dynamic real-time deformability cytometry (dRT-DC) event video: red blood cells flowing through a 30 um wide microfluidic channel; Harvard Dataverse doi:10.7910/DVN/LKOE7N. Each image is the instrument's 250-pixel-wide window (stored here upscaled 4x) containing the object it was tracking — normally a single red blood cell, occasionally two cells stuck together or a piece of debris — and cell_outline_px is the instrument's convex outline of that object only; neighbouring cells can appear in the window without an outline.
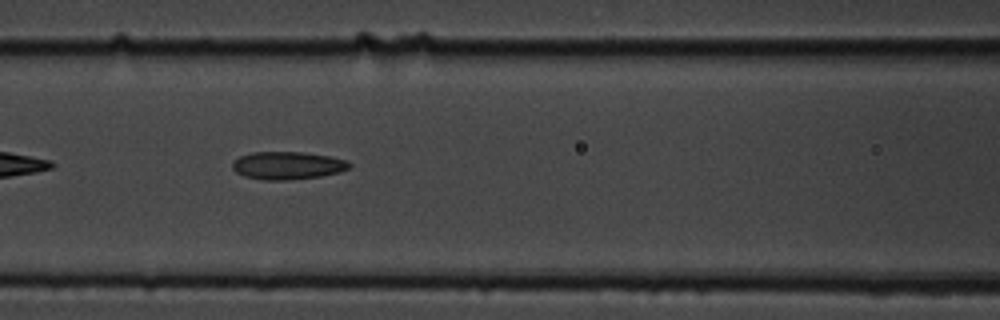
{"species": "common noctule bat (a hibernating species)", "species_latin": "Nyctalus noctula", "temperature_condition": "cold", "stored_images_in_passage": 40, "camera_frame_rate_fps": 3000, "um_per_image_px": 0.085, "animal": {"sex": "male", "body_mass_g": 19.5, "forearm_length_mm": 54.6}, "frame": {"image": 1, "passage_image": 9, "time_ms": 2.667, "image_size_px": [1000, 320], "cell_outline_px": [[352, 164], [348, 168], [340, 172], [320, 176], [284, 180], [264, 180], [244, 176], [236, 172], [232, 168], [232, 164], [240, 156], [252, 152], [300, 152], [332, 156], [348, 160]], "centroid_in_image_um": [24.47, 14.06], "position_along_channel_um": 142.1, "area_um2": 18.9}}
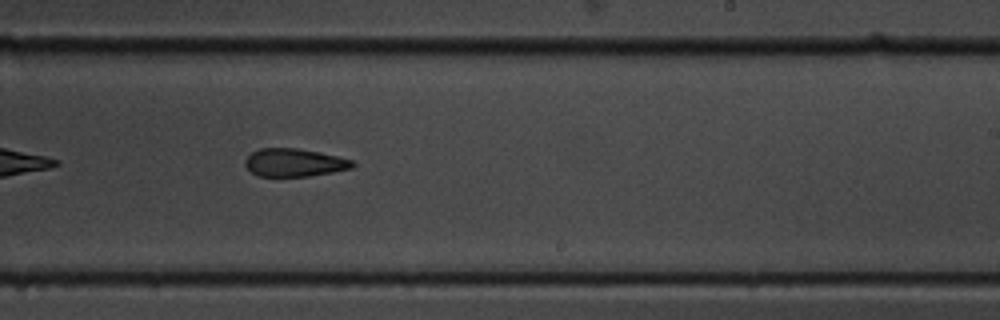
{"frame": {"image": 2, "passage_image": 19, "time_ms": 6.0, "image_size_px": [1000, 320], "cell_outline_px": [[356, 164], [352, 168], [332, 172], [308, 176], [256, 176], [244, 164], [244, 160], [252, 152], [260, 148], [296, 148], [336, 156], [352, 160]], "centroid_in_image_um": [24.99, 13.82], "position_along_channel_um": 264.0, "area_um2": 17.34}}
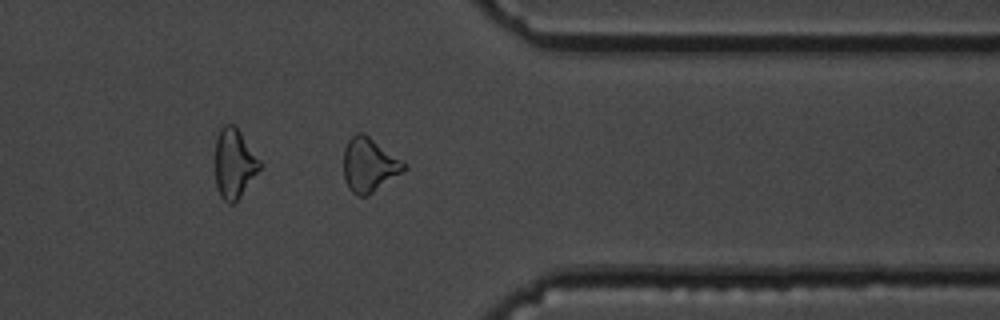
{"frame": {"image": 3, "passage_image": 29, "time_ms": 9.333, "image_size_px": [1000, 320], "cell_outline_px": [[408, 168], [368, 196], [356, 196], [348, 188], [344, 180], [344, 148], [348, 140], [356, 132], [364, 132], [408, 164]], "centroid_in_image_um": [31.38, 14.01], "position_along_channel_um": 380.0, "area_um2": 19.31}, "authors_computed_cell_mechanics": {"area_um2": 18.785, "velocity_mm_per_s": 3.6684, "shape_relaxation_time_tau1_ms": 4.7596, "shape_relaxation_time_tau2_ms": 8.1816, "deformation_change_tau1": 0.119, "deformation_change_tau2": 0.1667}}